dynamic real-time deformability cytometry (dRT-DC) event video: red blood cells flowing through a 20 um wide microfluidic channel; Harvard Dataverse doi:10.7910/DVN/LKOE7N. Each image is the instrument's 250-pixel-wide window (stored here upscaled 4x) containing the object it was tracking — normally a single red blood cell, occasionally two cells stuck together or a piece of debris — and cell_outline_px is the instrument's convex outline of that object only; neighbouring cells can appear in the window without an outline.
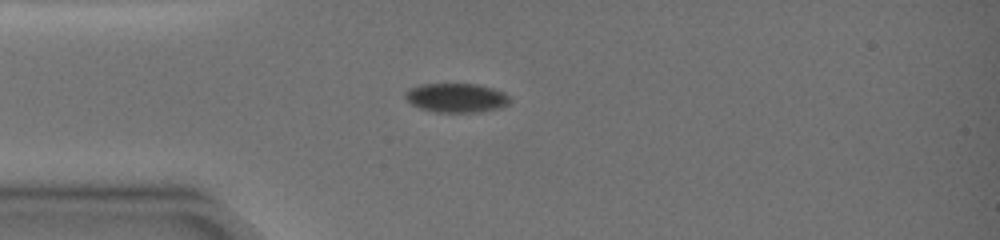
{"species": "common noctule bat (a hibernating species)", "species_latin": "Nyctalus noctula", "temperature_condition": "warm", "stored_images_in_passage": 32, "camera_frame_rate_fps": 3000, "um_per_image_px": 0.085, "animal": {"sex": "female", "body_mass_g": 19.0, "forearm_length_mm": 51.5}, "frame": {"image": 1, "passage_image": 1, "time_ms": 0.0, "image_size_px": [1000, 240], "cell_outline_px": [[512, 100], [508, 104], [500, 108], [480, 112], [432, 112], [420, 108], [412, 104], [404, 96], [404, 92], [408, 88], [420, 84], [476, 84], [492, 88], [504, 92]], "centroid_in_image_um": [38.78, 8.31], "position_along_channel_um": 46.2, "area_um2": 17.92}}
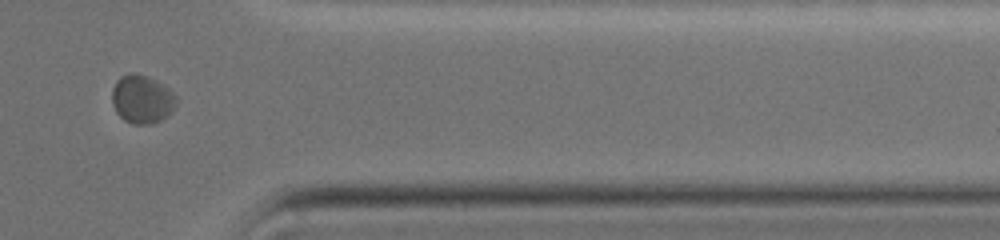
{"frame": {"image": 2, "passage_image": 26, "time_ms": 9.667, "image_size_px": [1000, 240], "cell_outline_px": [[176, 104], [160, 120], [152, 124], [132, 124], [124, 120], [116, 112], [112, 104], [112, 88], [116, 80], [120, 76], [132, 72], [148, 76], [164, 84], [176, 96]], "centroid_in_image_um": [12.03, 8.41], "position_along_channel_um": 399.4, "area_um2": 18.09}}
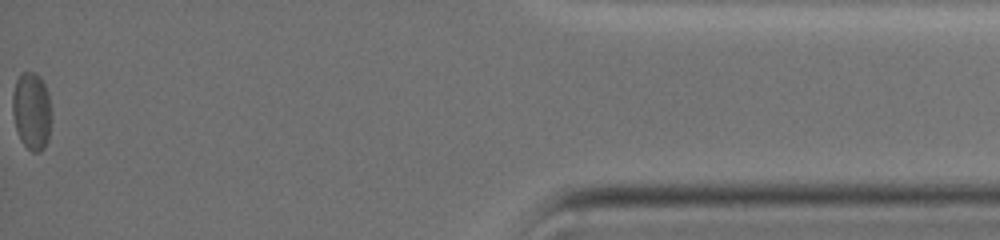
{"frame": {"image": 3, "passage_image": 32, "time_ms": 12.333, "image_size_px": [1000, 240], "cell_outline_px": [[48, 140], [44, 148], [40, 152], [32, 152], [20, 140], [16, 128], [12, 112], [12, 96], [16, 80], [20, 72], [36, 72], [40, 76], [48, 92]], "centroid_in_image_um": [2.64, 9.41], "position_along_channel_um": 432.6, "area_um2": 17.22}, "authors_computed_cell_mechanics": {"area_um2": 18.4382, "velocity_mm_per_s": 3.8352, "shape_relaxation_time_tau1_ms": 6.0225, "shape_relaxation_time_tau2_ms": null, "deformation_change_tau1": 0.0635, "deformation_change_tau2": null}}